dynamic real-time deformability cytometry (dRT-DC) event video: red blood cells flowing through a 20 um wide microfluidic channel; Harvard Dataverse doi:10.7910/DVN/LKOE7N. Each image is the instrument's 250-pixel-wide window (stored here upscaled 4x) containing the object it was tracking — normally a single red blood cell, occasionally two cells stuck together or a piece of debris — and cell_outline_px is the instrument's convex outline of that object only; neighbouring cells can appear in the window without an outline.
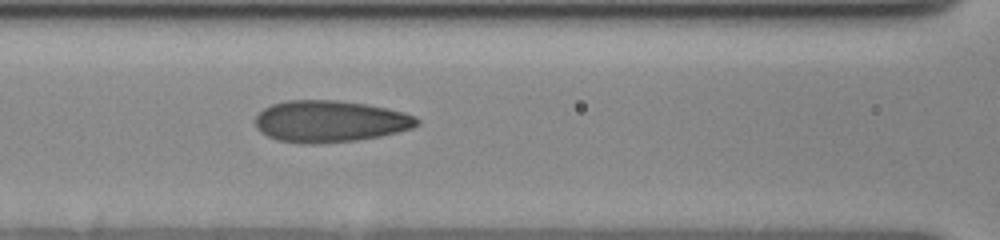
{"species": "human", "species_latin": "Homo sapiens", "temperature_condition": "cold", "stored_images_in_passage": 7, "segment_of_instrument_passage": [1, 2], "camera_frame_rate_fps": 3000, "um_per_image_px": 0.085, "donor": {"sex": "female"}, "frame": {"image": 1, "passage_image": 6, "time_ms": 5.333, "image_size_px": [1000, 240], "cell_outline_px": [[420, 124], [412, 128], [380, 136], [356, 140], [320, 144], [308, 144], [276, 140], [260, 132], [256, 128], [256, 116], [264, 108], [272, 104], [288, 100], [336, 100], [368, 104], [388, 108], [404, 112], [416, 116], [420, 120]], "centroid_in_image_um": [28.06, 10.31], "position_along_channel_um": 138.5, "area_um2": 39.48}}